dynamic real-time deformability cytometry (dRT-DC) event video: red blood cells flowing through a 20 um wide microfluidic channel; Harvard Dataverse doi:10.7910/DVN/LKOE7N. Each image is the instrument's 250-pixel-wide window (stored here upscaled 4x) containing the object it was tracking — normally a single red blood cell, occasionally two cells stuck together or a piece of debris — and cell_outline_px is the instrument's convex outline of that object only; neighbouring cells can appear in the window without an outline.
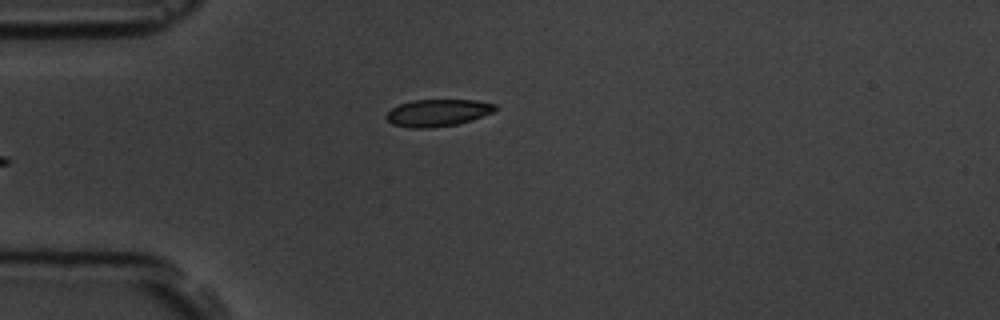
{"species": "common noctule bat (a hibernating species)", "species_latin": "Nyctalus noctula", "temperature_condition": "room temperature", "stored_images_in_passage": 6, "camera_frame_rate_fps": 3000, "um_per_image_px": 0.085, "animal": {"sex": "male", "body_mass_g": 19.5, "forearm_length_mm": 54.6}, "frame": {"image": 1, "passage_image": 6, "time_ms": 5.667, "image_size_px": [1000, 320], "cell_outline_px": [[496, 108], [492, 112], [472, 120], [456, 124], [428, 128], [412, 128], [392, 124], [384, 116], [392, 108], [400, 104], [412, 100], [476, 100], [496, 104]], "centroid_in_image_um": [37.19, 9.58], "position_along_channel_um": 47.8, "area_um2": 17.05}}